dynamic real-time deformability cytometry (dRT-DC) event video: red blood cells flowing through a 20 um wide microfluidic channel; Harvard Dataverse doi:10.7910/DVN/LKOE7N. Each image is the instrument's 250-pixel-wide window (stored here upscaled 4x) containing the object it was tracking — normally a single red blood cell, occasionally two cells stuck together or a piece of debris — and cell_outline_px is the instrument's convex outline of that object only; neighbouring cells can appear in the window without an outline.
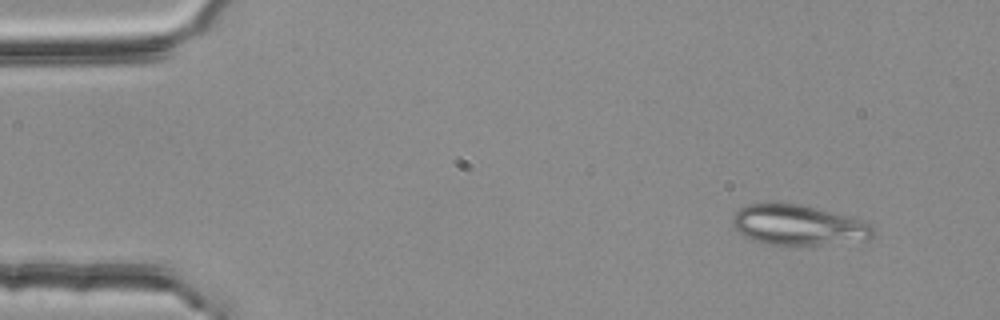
{"species": "common noctule bat (a hibernating species)", "species_latin": "Nyctalus noctula", "temperature_condition": "room temperature", "stored_images_in_passage": 4, "segment_of_instrument_passage": [1, 2], "camera_frame_rate_fps": 3000, "um_per_image_px": 0.085, "animal": {"sex": "female", "body_mass_g": 25.1}, "frame": {"image": 1, "passage_image": 1, "time_ms": 0.0, "image_size_px": [1000, 320], "cell_outline_px": [[876, 232], [868, 240], [820, 244], [764, 244], [744, 236], [732, 224], [732, 216], [740, 208], [748, 204], [760, 200], [776, 200], [800, 204], [844, 216], [872, 224], [876, 228]], "centroid_in_image_um": [67.78, 19.08], "position_along_channel_um": 17.2, "area_um2": 33.29}}